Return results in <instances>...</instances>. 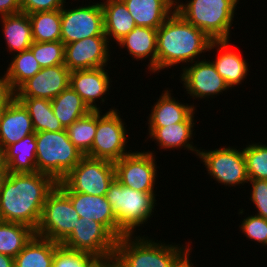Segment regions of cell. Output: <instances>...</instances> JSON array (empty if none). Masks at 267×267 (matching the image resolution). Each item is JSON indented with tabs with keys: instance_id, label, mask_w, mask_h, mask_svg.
<instances>
[{
	"instance_id": "cell-1",
	"label": "cell",
	"mask_w": 267,
	"mask_h": 267,
	"mask_svg": "<svg viewBox=\"0 0 267 267\" xmlns=\"http://www.w3.org/2000/svg\"><path fill=\"white\" fill-rule=\"evenodd\" d=\"M57 182L49 175L10 173L0 194V220L25 224L36 230L48 194Z\"/></svg>"
},
{
	"instance_id": "cell-2",
	"label": "cell",
	"mask_w": 267,
	"mask_h": 267,
	"mask_svg": "<svg viewBox=\"0 0 267 267\" xmlns=\"http://www.w3.org/2000/svg\"><path fill=\"white\" fill-rule=\"evenodd\" d=\"M212 39L173 12L157 29V72L182 63H193L209 51Z\"/></svg>"
},
{
	"instance_id": "cell-3",
	"label": "cell",
	"mask_w": 267,
	"mask_h": 267,
	"mask_svg": "<svg viewBox=\"0 0 267 267\" xmlns=\"http://www.w3.org/2000/svg\"><path fill=\"white\" fill-rule=\"evenodd\" d=\"M135 238V239H134ZM141 236L124 235L117 239L114 258L119 267H176L192 250L155 242Z\"/></svg>"
},
{
	"instance_id": "cell-4",
	"label": "cell",
	"mask_w": 267,
	"mask_h": 267,
	"mask_svg": "<svg viewBox=\"0 0 267 267\" xmlns=\"http://www.w3.org/2000/svg\"><path fill=\"white\" fill-rule=\"evenodd\" d=\"M155 197V192L134 190L114 178L108 187L106 198L116 216L118 239L124 235H134L136 228L148 221L154 212L157 201Z\"/></svg>"
},
{
	"instance_id": "cell-5",
	"label": "cell",
	"mask_w": 267,
	"mask_h": 267,
	"mask_svg": "<svg viewBox=\"0 0 267 267\" xmlns=\"http://www.w3.org/2000/svg\"><path fill=\"white\" fill-rule=\"evenodd\" d=\"M36 171L60 182L84 157L69 140L67 130L35 133Z\"/></svg>"
},
{
	"instance_id": "cell-6",
	"label": "cell",
	"mask_w": 267,
	"mask_h": 267,
	"mask_svg": "<svg viewBox=\"0 0 267 267\" xmlns=\"http://www.w3.org/2000/svg\"><path fill=\"white\" fill-rule=\"evenodd\" d=\"M188 2V3H187ZM177 11L212 40H230L239 0H189Z\"/></svg>"
},
{
	"instance_id": "cell-7",
	"label": "cell",
	"mask_w": 267,
	"mask_h": 267,
	"mask_svg": "<svg viewBox=\"0 0 267 267\" xmlns=\"http://www.w3.org/2000/svg\"><path fill=\"white\" fill-rule=\"evenodd\" d=\"M114 178V162L84 156L60 182H57V186L63 192L106 196Z\"/></svg>"
},
{
	"instance_id": "cell-8",
	"label": "cell",
	"mask_w": 267,
	"mask_h": 267,
	"mask_svg": "<svg viewBox=\"0 0 267 267\" xmlns=\"http://www.w3.org/2000/svg\"><path fill=\"white\" fill-rule=\"evenodd\" d=\"M79 219L69 197L56 185L43 205L35 235L61 244L72 233Z\"/></svg>"
},
{
	"instance_id": "cell-9",
	"label": "cell",
	"mask_w": 267,
	"mask_h": 267,
	"mask_svg": "<svg viewBox=\"0 0 267 267\" xmlns=\"http://www.w3.org/2000/svg\"><path fill=\"white\" fill-rule=\"evenodd\" d=\"M101 111L97 110L96 135L85 156L115 162L131 153L126 149L128 132L117 109H109L103 115Z\"/></svg>"
},
{
	"instance_id": "cell-10",
	"label": "cell",
	"mask_w": 267,
	"mask_h": 267,
	"mask_svg": "<svg viewBox=\"0 0 267 267\" xmlns=\"http://www.w3.org/2000/svg\"><path fill=\"white\" fill-rule=\"evenodd\" d=\"M117 238L101 223L82 218L62 246L94 255L98 259L114 257Z\"/></svg>"
},
{
	"instance_id": "cell-11",
	"label": "cell",
	"mask_w": 267,
	"mask_h": 267,
	"mask_svg": "<svg viewBox=\"0 0 267 267\" xmlns=\"http://www.w3.org/2000/svg\"><path fill=\"white\" fill-rule=\"evenodd\" d=\"M201 150L198 156L202 159L208 174L217 183L224 184L226 187L248 183L243 150H237V148L230 146L208 151Z\"/></svg>"
},
{
	"instance_id": "cell-12",
	"label": "cell",
	"mask_w": 267,
	"mask_h": 267,
	"mask_svg": "<svg viewBox=\"0 0 267 267\" xmlns=\"http://www.w3.org/2000/svg\"><path fill=\"white\" fill-rule=\"evenodd\" d=\"M61 8V41L64 44L92 36H106L101 3L72 9Z\"/></svg>"
},
{
	"instance_id": "cell-13",
	"label": "cell",
	"mask_w": 267,
	"mask_h": 267,
	"mask_svg": "<svg viewBox=\"0 0 267 267\" xmlns=\"http://www.w3.org/2000/svg\"><path fill=\"white\" fill-rule=\"evenodd\" d=\"M152 151H135L114 162L115 177L124 186L141 192H155L156 158Z\"/></svg>"
},
{
	"instance_id": "cell-14",
	"label": "cell",
	"mask_w": 267,
	"mask_h": 267,
	"mask_svg": "<svg viewBox=\"0 0 267 267\" xmlns=\"http://www.w3.org/2000/svg\"><path fill=\"white\" fill-rule=\"evenodd\" d=\"M183 66L180 74V80L187 94L196 97L194 99H203L207 97L215 98V95L230 89L224 79L217 73L212 61L196 60L194 63ZM185 67V68H184Z\"/></svg>"
},
{
	"instance_id": "cell-15",
	"label": "cell",
	"mask_w": 267,
	"mask_h": 267,
	"mask_svg": "<svg viewBox=\"0 0 267 267\" xmlns=\"http://www.w3.org/2000/svg\"><path fill=\"white\" fill-rule=\"evenodd\" d=\"M108 45L106 36H92L65 44L64 65L71 72L107 67L110 59Z\"/></svg>"
},
{
	"instance_id": "cell-16",
	"label": "cell",
	"mask_w": 267,
	"mask_h": 267,
	"mask_svg": "<svg viewBox=\"0 0 267 267\" xmlns=\"http://www.w3.org/2000/svg\"><path fill=\"white\" fill-rule=\"evenodd\" d=\"M70 73L64 64L41 68L15 91V98L52 100L69 87Z\"/></svg>"
},
{
	"instance_id": "cell-17",
	"label": "cell",
	"mask_w": 267,
	"mask_h": 267,
	"mask_svg": "<svg viewBox=\"0 0 267 267\" xmlns=\"http://www.w3.org/2000/svg\"><path fill=\"white\" fill-rule=\"evenodd\" d=\"M104 67L75 70L70 73V84L71 87L86 103L91 110H100L97 107V99H101L102 103L105 99L102 97L108 89H110V78L108 70Z\"/></svg>"
},
{
	"instance_id": "cell-18",
	"label": "cell",
	"mask_w": 267,
	"mask_h": 267,
	"mask_svg": "<svg viewBox=\"0 0 267 267\" xmlns=\"http://www.w3.org/2000/svg\"><path fill=\"white\" fill-rule=\"evenodd\" d=\"M78 215L103 224L118 239V223L106 196L87 195L80 192H64Z\"/></svg>"
},
{
	"instance_id": "cell-19",
	"label": "cell",
	"mask_w": 267,
	"mask_h": 267,
	"mask_svg": "<svg viewBox=\"0 0 267 267\" xmlns=\"http://www.w3.org/2000/svg\"><path fill=\"white\" fill-rule=\"evenodd\" d=\"M35 133L27 109L16 98L6 107L0 121V148L19 142Z\"/></svg>"
},
{
	"instance_id": "cell-20",
	"label": "cell",
	"mask_w": 267,
	"mask_h": 267,
	"mask_svg": "<svg viewBox=\"0 0 267 267\" xmlns=\"http://www.w3.org/2000/svg\"><path fill=\"white\" fill-rule=\"evenodd\" d=\"M229 40H212L208 50L218 48L214 64L217 73L224 79L227 86L231 89L240 85L248 74V63L246 59L237 52L231 51Z\"/></svg>"
},
{
	"instance_id": "cell-21",
	"label": "cell",
	"mask_w": 267,
	"mask_h": 267,
	"mask_svg": "<svg viewBox=\"0 0 267 267\" xmlns=\"http://www.w3.org/2000/svg\"><path fill=\"white\" fill-rule=\"evenodd\" d=\"M167 89L161 94L158 101L152 106L149 114L148 128H161L179 122H194V105L182 104L171 97Z\"/></svg>"
},
{
	"instance_id": "cell-22",
	"label": "cell",
	"mask_w": 267,
	"mask_h": 267,
	"mask_svg": "<svg viewBox=\"0 0 267 267\" xmlns=\"http://www.w3.org/2000/svg\"><path fill=\"white\" fill-rule=\"evenodd\" d=\"M118 45L127 48L128 53L137 61L150 58L148 69L154 74L157 72V29L136 26Z\"/></svg>"
},
{
	"instance_id": "cell-23",
	"label": "cell",
	"mask_w": 267,
	"mask_h": 267,
	"mask_svg": "<svg viewBox=\"0 0 267 267\" xmlns=\"http://www.w3.org/2000/svg\"><path fill=\"white\" fill-rule=\"evenodd\" d=\"M104 14V32L108 42L111 37L118 43L131 30L136 22L122 0L100 2Z\"/></svg>"
},
{
	"instance_id": "cell-24",
	"label": "cell",
	"mask_w": 267,
	"mask_h": 267,
	"mask_svg": "<svg viewBox=\"0 0 267 267\" xmlns=\"http://www.w3.org/2000/svg\"><path fill=\"white\" fill-rule=\"evenodd\" d=\"M194 122H179L173 125H169L161 128H148L149 137L156 141L159 149H179L187 148V150L194 151L196 156L199 154V149L193 147V142H189L192 139ZM192 143V144H191Z\"/></svg>"
},
{
	"instance_id": "cell-25",
	"label": "cell",
	"mask_w": 267,
	"mask_h": 267,
	"mask_svg": "<svg viewBox=\"0 0 267 267\" xmlns=\"http://www.w3.org/2000/svg\"><path fill=\"white\" fill-rule=\"evenodd\" d=\"M0 18L7 49L11 53H18L29 49L33 43L29 15L24 12H19Z\"/></svg>"
},
{
	"instance_id": "cell-26",
	"label": "cell",
	"mask_w": 267,
	"mask_h": 267,
	"mask_svg": "<svg viewBox=\"0 0 267 267\" xmlns=\"http://www.w3.org/2000/svg\"><path fill=\"white\" fill-rule=\"evenodd\" d=\"M35 133L24 137L4 150V163L10 173L36 172Z\"/></svg>"
},
{
	"instance_id": "cell-27",
	"label": "cell",
	"mask_w": 267,
	"mask_h": 267,
	"mask_svg": "<svg viewBox=\"0 0 267 267\" xmlns=\"http://www.w3.org/2000/svg\"><path fill=\"white\" fill-rule=\"evenodd\" d=\"M136 26L158 29L174 12L162 0H122Z\"/></svg>"
},
{
	"instance_id": "cell-28",
	"label": "cell",
	"mask_w": 267,
	"mask_h": 267,
	"mask_svg": "<svg viewBox=\"0 0 267 267\" xmlns=\"http://www.w3.org/2000/svg\"><path fill=\"white\" fill-rule=\"evenodd\" d=\"M60 243L34 235L14 258V267H52L55 249Z\"/></svg>"
},
{
	"instance_id": "cell-29",
	"label": "cell",
	"mask_w": 267,
	"mask_h": 267,
	"mask_svg": "<svg viewBox=\"0 0 267 267\" xmlns=\"http://www.w3.org/2000/svg\"><path fill=\"white\" fill-rule=\"evenodd\" d=\"M51 106L64 129L92 111L71 87L52 99Z\"/></svg>"
},
{
	"instance_id": "cell-30",
	"label": "cell",
	"mask_w": 267,
	"mask_h": 267,
	"mask_svg": "<svg viewBox=\"0 0 267 267\" xmlns=\"http://www.w3.org/2000/svg\"><path fill=\"white\" fill-rule=\"evenodd\" d=\"M27 109L35 133L42 131L56 132L64 130L54 115L51 100L41 98H16Z\"/></svg>"
},
{
	"instance_id": "cell-31",
	"label": "cell",
	"mask_w": 267,
	"mask_h": 267,
	"mask_svg": "<svg viewBox=\"0 0 267 267\" xmlns=\"http://www.w3.org/2000/svg\"><path fill=\"white\" fill-rule=\"evenodd\" d=\"M34 235L25 224L0 220V253L15 258Z\"/></svg>"
},
{
	"instance_id": "cell-32",
	"label": "cell",
	"mask_w": 267,
	"mask_h": 267,
	"mask_svg": "<svg viewBox=\"0 0 267 267\" xmlns=\"http://www.w3.org/2000/svg\"><path fill=\"white\" fill-rule=\"evenodd\" d=\"M35 42L61 41V9L28 14Z\"/></svg>"
},
{
	"instance_id": "cell-33",
	"label": "cell",
	"mask_w": 267,
	"mask_h": 267,
	"mask_svg": "<svg viewBox=\"0 0 267 267\" xmlns=\"http://www.w3.org/2000/svg\"><path fill=\"white\" fill-rule=\"evenodd\" d=\"M13 55V60L5 74L11 87L16 91L25 81L34 77L41 70V67L30 49Z\"/></svg>"
},
{
	"instance_id": "cell-34",
	"label": "cell",
	"mask_w": 267,
	"mask_h": 267,
	"mask_svg": "<svg viewBox=\"0 0 267 267\" xmlns=\"http://www.w3.org/2000/svg\"><path fill=\"white\" fill-rule=\"evenodd\" d=\"M97 129V110L73 122L66 130L69 140L85 156L92 148Z\"/></svg>"
},
{
	"instance_id": "cell-35",
	"label": "cell",
	"mask_w": 267,
	"mask_h": 267,
	"mask_svg": "<svg viewBox=\"0 0 267 267\" xmlns=\"http://www.w3.org/2000/svg\"><path fill=\"white\" fill-rule=\"evenodd\" d=\"M248 179L267 180V145L252 143L243 148Z\"/></svg>"
},
{
	"instance_id": "cell-36",
	"label": "cell",
	"mask_w": 267,
	"mask_h": 267,
	"mask_svg": "<svg viewBox=\"0 0 267 267\" xmlns=\"http://www.w3.org/2000/svg\"><path fill=\"white\" fill-rule=\"evenodd\" d=\"M29 49L41 68L64 64L65 44L62 41H33Z\"/></svg>"
},
{
	"instance_id": "cell-37",
	"label": "cell",
	"mask_w": 267,
	"mask_h": 267,
	"mask_svg": "<svg viewBox=\"0 0 267 267\" xmlns=\"http://www.w3.org/2000/svg\"><path fill=\"white\" fill-rule=\"evenodd\" d=\"M97 260L92 254L70 250L60 244L55 249L52 267H91Z\"/></svg>"
},
{
	"instance_id": "cell-38",
	"label": "cell",
	"mask_w": 267,
	"mask_h": 267,
	"mask_svg": "<svg viewBox=\"0 0 267 267\" xmlns=\"http://www.w3.org/2000/svg\"><path fill=\"white\" fill-rule=\"evenodd\" d=\"M246 238L255 240L258 243L267 245V220L257 215H250L243 219L239 226Z\"/></svg>"
},
{
	"instance_id": "cell-39",
	"label": "cell",
	"mask_w": 267,
	"mask_h": 267,
	"mask_svg": "<svg viewBox=\"0 0 267 267\" xmlns=\"http://www.w3.org/2000/svg\"><path fill=\"white\" fill-rule=\"evenodd\" d=\"M251 183V201L256 206L257 216L267 220V180L264 179H249Z\"/></svg>"
},
{
	"instance_id": "cell-40",
	"label": "cell",
	"mask_w": 267,
	"mask_h": 267,
	"mask_svg": "<svg viewBox=\"0 0 267 267\" xmlns=\"http://www.w3.org/2000/svg\"><path fill=\"white\" fill-rule=\"evenodd\" d=\"M21 12L31 14L36 12L61 9L66 0H19Z\"/></svg>"
},
{
	"instance_id": "cell-41",
	"label": "cell",
	"mask_w": 267,
	"mask_h": 267,
	"mask_svg": "<svg viewBox=\"0 0 267 267\" xmlns=\"http://www.w3.org/2000/svg\"><path fill=\"white\" fill-rule=\"evenodd\" d=\"M2 76H0V106H8L15 99V91L7 80L6 74Z\"/></svg>"
},
{
	"instance_id": "cell-42",
	"label": "cell",
	"mask_w": 267,
	"mask_h": 267,
	"mask_svg": "<svg viewBox=\"0 0 267 267\" xmlns=\"http://www.w3.org/2000/svg\"><path fill=\"white\" fill-rule=\"evenodd\" d=\"M21 12L19 0H0V17Z\"/></svg>"
},
{
	"instance_id": "cell-43",
	"label": "cell",
	"mask_w": 267,
	"mask_h": 267,
	"mask_svg": "<svg viewBox=\"0 0 267 267\" xmlns=\"http://www.w3.org/2000/svg\"><path fill=\"white\" fill-rule=\"evenodd\" d=\"M0 267H14V258L0 253Z\"/></svg>"
},
{
	"instance_id": "cell-44",
	"label": "cell",
	"mask_w": 267,
	"mask_h": 267,
	"mask_svg": "<svg viewBox=\"0 0 267 267\" xmlns=\"http://www.w3.org/2000/svg\"><path fill=\"white\" fill-rule=\"evenodd\" d=\"M162 1L166 3L174 12H177L183 4L182 2H179V0H162Z\"/></svg>"
},
{
	"instance_id": "cell-45",
	"label": "cell",
	"mask_w": 267,
	"mask_h": 267,
	"mask_svg": "<svg viewBox=\"0 0 267 267\" xmlns=\"http://www.w3.org/2000/svg\"><path fill=\"white\" fill-rule=\"evenodd\" d=\"M0 174H8L4 163V151L0 148Z\"/></svg>"
},
{
	"instance_id": "cell-46",
	"label": "cell",
	"mask_w": 267,
	"mask_h": 267,
	"mask_svg": "<svg viewBox=\"0 0 267 267\" xmlns=\"http://www.w3.org/2000/svg\"><path fill=\"white\" fill-rule=\"evenodd\" d=\"M188 254L176 267H194L193 263L189 259L191 256ZM190 260V261H189Z\"/></svg>"
},
{
	"instance_id": "cell-47",
	"label": "cell",
	"mask_w": 267,
	"mask_h": 267,
	"mask_svg": "<svg viewBox=\"0 0 267 267\" xmlns=\"http://www.w3.org/2000/svg\"><path fill=\"white\" fill-rule=\"evenodd\" d=\"M105 267H119L114 257L105 259Z\"/></svg>"
},
{
	"instance_id": "cell-48",
	"label": "cell",
	"mask_w": 267,
	"mask_h": 267,
	"mask_svg": "<svg viewBox=\"0 0 267 267\" xmlns=\"http://www.w3.org/2000/svg\"><path fill=\"white\" fill-rule=\"evenodd\" d=\"M91 267H105V259H98Z\"/></svg>"
},
{
	"instance_id": "cell-49",
	"label": "cell",
	"mask_w": 267,
	"mask_h": 267,
	"mask_svg": "<svg viewBox=\"0 0 267 267\" xmlns=\"http://www.w3.org/2000/svg\"><path fill=\"white\" fill-rule=\"evenodd\" d=\"M8 174H0V194Z\"/></svg>"
},
{
	"instance_id": "cell-50",
	"label": "cell",
	"mask_w": 267,
	"mask_h": 267,
	"mask_svg": "<svg viewBox=\"0 0 267 267\" xmlns=\"http://www.w3.org/2000/svg\"><path fill=\"white\" fill-rule=\"evenodd\" d=\"M7 106H0V121L3 115L4 110L6 109Z\"/></svg>"
}]
</instances>
